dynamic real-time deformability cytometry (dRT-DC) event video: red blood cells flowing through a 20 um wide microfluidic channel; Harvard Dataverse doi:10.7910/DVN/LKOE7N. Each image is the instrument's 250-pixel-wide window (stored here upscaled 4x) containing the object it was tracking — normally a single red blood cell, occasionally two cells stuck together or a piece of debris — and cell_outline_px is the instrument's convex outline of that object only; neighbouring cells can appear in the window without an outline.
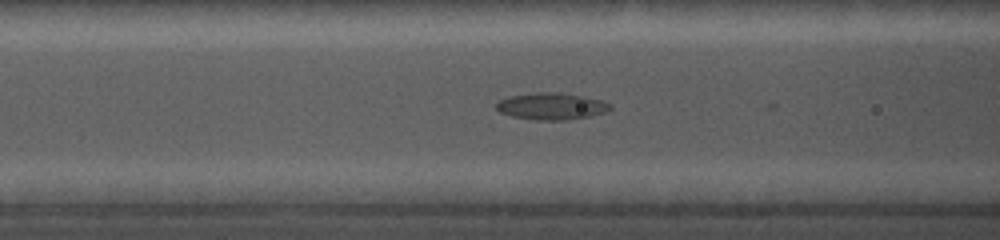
{"species": "common noctule bat (a hibernating species)", "species_latin": "Nyctalus noctula", "temperature_condition": "cold", "stored_images_in_passage": 18, "segment_of_instrument_passage": [1, 2], "camera_frame_rate_fps": 5000, "um_per_image_px": 0.085, "animal": {"sex": "female", "body_mass_g": 19.0, "forearm_length_mm": 56.7}, "frame": {"image": 1, "passage_image": 6, "time_ms": 2.0, "image_size_px": [1000, 240], "cell_outline_px": [[612, 108], [604, 112], [588, 116], [568, 120], [536, 120], [512, 116], [500, 112], [496, 108], [496, 104], [500, 100], [512, 96], [536, 92], [556, 92], [584, 96], [600, 100], [612, 104]], "centroid_in_image_um": [46.88, 9.03], "position_along_channel_um": 119.7, "area_um2": 17.63}}
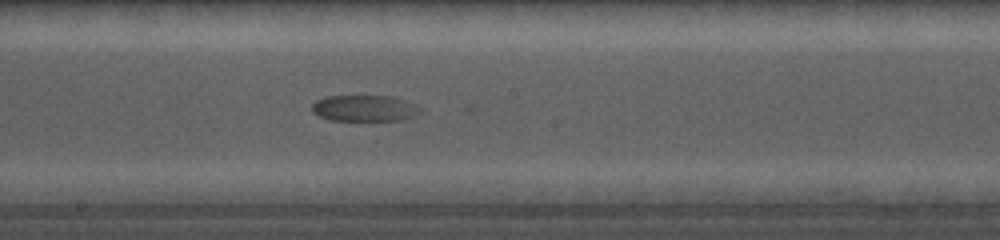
{"frame": {"image": 2, "passage_image": 13, "time_ms": 4.8, "image_size_px": [1000, 240], "cell_outline_px": [[424, 108], [420, 112], [412, 116], [400, 120], [368, 124], [328, 120], [312, 112], [312, 104], [316, 100], [328, 96], [392, 96], [408, 100]], "centroid_in_image_um": [31.02, 9.25], "position_along_channel_um": 217.2, "area_um2": 17.69}}
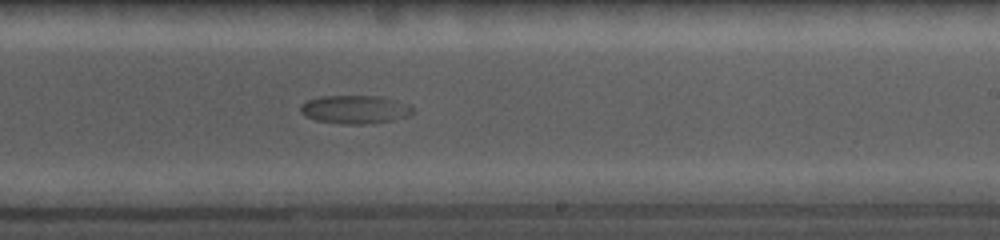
{"frame": {"image": 3, "passage_image": 16, "time_ms": 6.0, "image_size_px": [1000, 240], "cell_outline_px": [[416, 112], [408, 116], [392, 120], [372, 124], [344, 124], [316, 120], [300, 112], [300, 104], [308, 100], [320, 96], [376, 96], [408, 104]], "centroid_in_image_um": [30.17, 9.31], "position_along_channel_um": 258.8, "area_um2": 18.44}}